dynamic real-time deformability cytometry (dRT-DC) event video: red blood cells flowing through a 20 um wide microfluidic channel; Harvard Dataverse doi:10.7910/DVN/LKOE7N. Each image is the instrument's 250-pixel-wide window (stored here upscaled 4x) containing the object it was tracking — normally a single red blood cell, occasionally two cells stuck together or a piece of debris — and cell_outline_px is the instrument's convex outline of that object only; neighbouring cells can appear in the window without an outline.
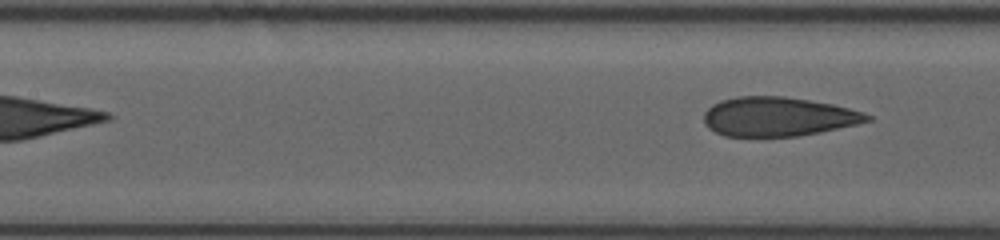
{"species": "human", "species_latin": "Homo sapiens", "temperature_condition": "room temperature", "stored_images_in_passage": 14, "segment_of_instrument_passage": [2, 2], "camera_frame_rate_fps": 3000, "um_per_image_px": 0.085, "donor": {"sex": "female"}, "frame": {"image": 1, "passage_image": 14, "time_ms": 4.333, "image_size_px": [1000, 240], "cell_outline_px": [[872, 120], [856, 124], [820, 132], [796, 136], [724, 136], [708, 128], [704, 124], [704, 112], [712, 104], [720, 100], [736, 96], [784, 96], [832, 104], [864, 112], [872, 116]], "centroid_in_image_um": [66.11, 9.91], "position_along_channel_um": 141.3, "area_um2": 37.28}}